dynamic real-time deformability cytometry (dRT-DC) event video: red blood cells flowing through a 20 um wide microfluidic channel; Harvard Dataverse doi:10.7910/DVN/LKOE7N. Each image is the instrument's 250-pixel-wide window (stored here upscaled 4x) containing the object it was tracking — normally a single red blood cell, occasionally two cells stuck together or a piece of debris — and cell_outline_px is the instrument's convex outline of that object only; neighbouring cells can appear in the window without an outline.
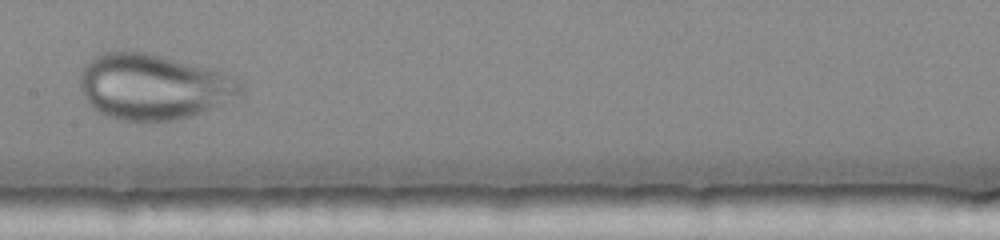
{"species": "human", "species_latin": "Homo sapiens", "temperature_condition": "warm", "stored_images_in_passage": 45, "camera_frame_rate_fps": 3000, "um_per_image_px": 0.085, "donor": {"sex": "female"}, "frame": {"image": 1, "passage_image": 24, "time_ms": 7.667, "image_size_px": [1000, 240], "cell_outline_px": [[244, 88], [240, 92], [212, 108], [192, 116], [176, 120], [120, 120], [104, 116], [84, 96], [80, 88], [80, 76], [84, 68], [92, 56], [100, 52], [124, 48], [148, 52], [212, 68], [236, 76]], "centroid_in_image_um": [13.0, 7.31], "position_along_channel_um": 194.4, "area_um2": 61.73}}
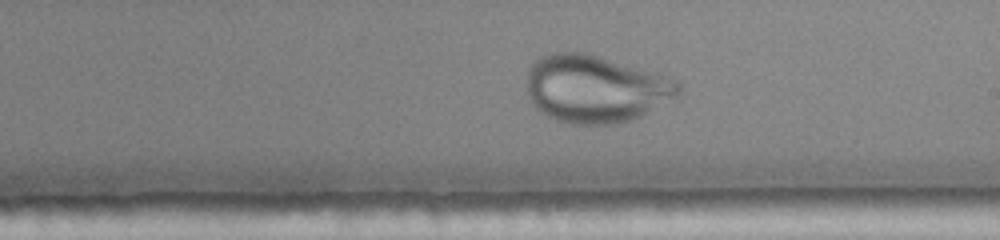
{"frame": {"image": 2, "passage_image": 27, "time_ms": 8.667, "image_size_px": [1000, 240], "cell_outline_px": [[684, 88], [676, 96], [640, 116], [632, 120], [616, 124], [572, 124], [556, 120], [540, 112], [532, 104], [528, 92], [528, 68], [540, 56], [548, 52], [584, 52], [660, 72], [676, 80]], "centroid_in_image_um": [50.63, 7.53], "position_along_channel_um": 238.4, "area_um2": 60.11}}